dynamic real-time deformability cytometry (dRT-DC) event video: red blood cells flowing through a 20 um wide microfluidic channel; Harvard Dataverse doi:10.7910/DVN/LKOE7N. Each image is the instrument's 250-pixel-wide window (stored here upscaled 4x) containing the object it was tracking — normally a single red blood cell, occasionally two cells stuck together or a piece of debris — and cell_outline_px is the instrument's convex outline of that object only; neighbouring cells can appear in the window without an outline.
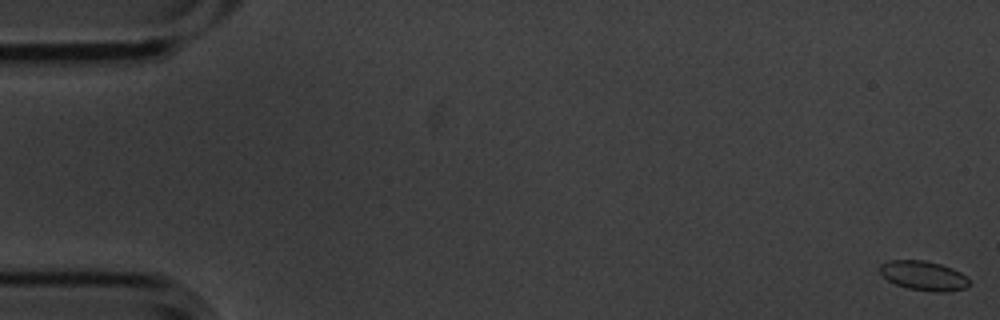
{"species": "common noctule bat (a hibernating species)", "species_latin": "Nyctalus noctula", "temperature_condition": "cold", "stored_images_in_passage": 13, "camera_frame_rate_fps": 3000, "um_per_image_px": 0.085, "animal": {"sex": "male", "body_mass_g": 20.1, "forearm_length_mm": 53.5}, "frame": {"image": 1, "passage_image": 1, "time_ms": 0.0, "image_size_px": [1000, 320], "cell_outline_px": [[972, 284], [964, 288], [940, 292], [908, 288], [896, 284], [888, 280], [880, 272], [880, 264], [888, 260], [924, 260], [940, 264], [952, 268], [968, 276]], "centroid_in_image_um": [78.53, 23.42], "position_along_channel_um": 6.5, "area_um2": 15.26}}
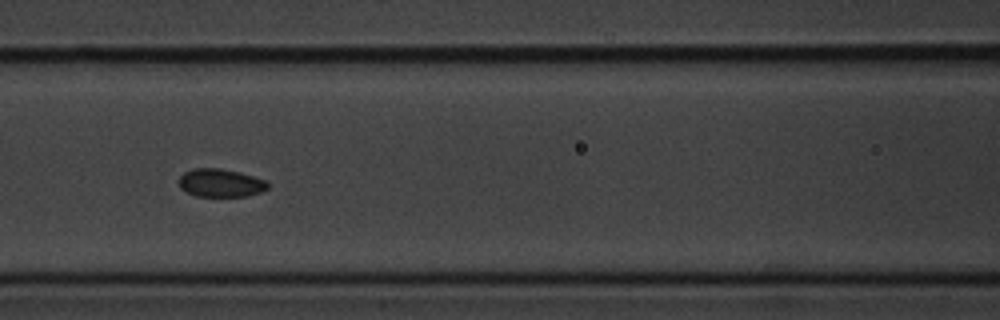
{"frame": {"image": 2, "passage_image": 7, "time_ms": 2.0, "image_size_px": [1000, 320], "cell_outline_px": [[268, 188], [260, 192], [248, 196], [196, 196], [180, 188], [180, 176], [184, 172], [192, 168], [220, 168], [240, 172], [264, 180], [268, 184]], "centroid_in_image_um": [18.74, 15.54], "position_along_channel_um": 147.9, "area_um2": 14.45}}
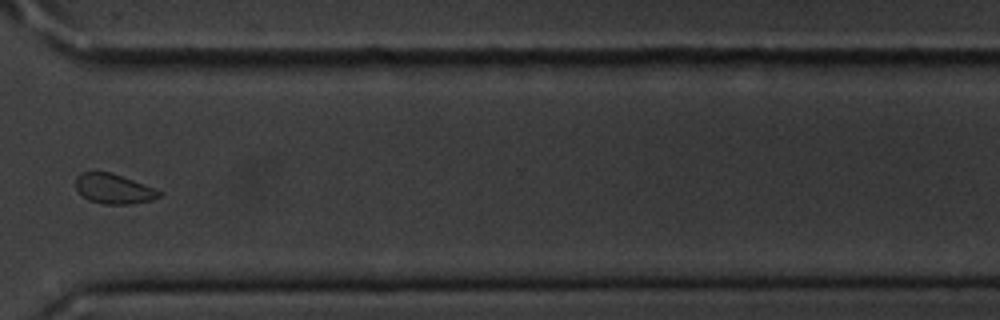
{"frame": {"image": 3, "passage_image": 12, "time_ms": 3.667, "image_size_px": [1000, 320], "cell_outline_px": [[164, 192], [160, 196], [148, 200], [132, 204], [104, 204], [88, 200], [80, 196], [76, 188], [76, 176], [80, 172], [112, 172], [156, 188]], "centroid_in_image_um": [9.65, 16.04], "position_along_channel_um": 361.0, "area_um2": 14.74}}